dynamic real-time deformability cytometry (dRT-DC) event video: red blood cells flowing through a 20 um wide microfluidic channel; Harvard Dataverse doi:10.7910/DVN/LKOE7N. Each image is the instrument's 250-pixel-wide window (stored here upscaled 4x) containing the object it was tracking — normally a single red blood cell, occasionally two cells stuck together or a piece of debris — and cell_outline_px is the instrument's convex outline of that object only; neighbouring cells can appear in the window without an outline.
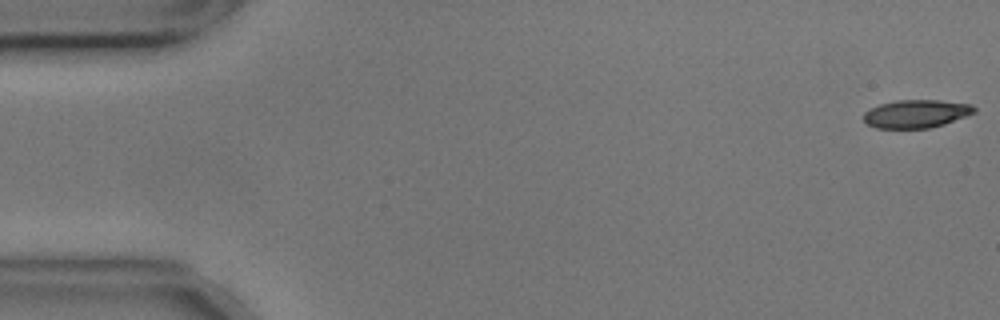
{"species": "common noctule bat (a hibernating species)", "species_latin": "Nyctalus noctula", "temperature_condition": "cold", "stored_images_in_passage": 55, "camera_frame_rate_fps": 3000, "um_per_image_px": 0.085, "animal": {"sex": "male", "body_mass_g": 17.9, "forearm_length_mm": 54.2}, "frame": {"image": 1, "passage_image": 1, "time_ms": 0.0, "image_size_px": [1000, 320], "cell_outline_px": [[976, 112], [944, 124], [928, 128], [876, 128], [868, 124], [864, 120], [864, 112], [880, 104], [896, 100], [936, 100], [972, 104], [976, 108]], "centroid_in_image_um": [77.89, 9.66], "position_along_channel_um": 7.1, "area_um2": 17.98}}
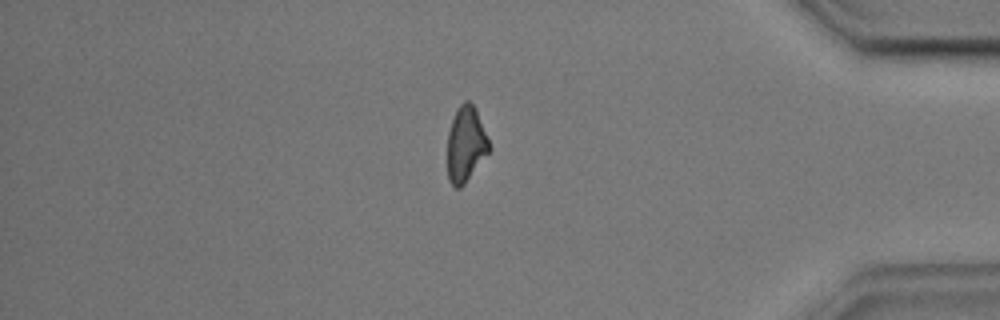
{"frame": {"image": 2, "passage_image": 47, "time_ms": 15.333, "image_size_px": [1000, 320], "cell_outline_px": [[492, 148], [464, 184], [460, 188], [456, 188], [448, 180], [448, 132], [456, 108], [464, 100], [468, 100], [476, 108]], "centroid_in_image_um": [39.6, 12.23], "position_along_channel_um": 395.6, "area_um2": 18.38}}
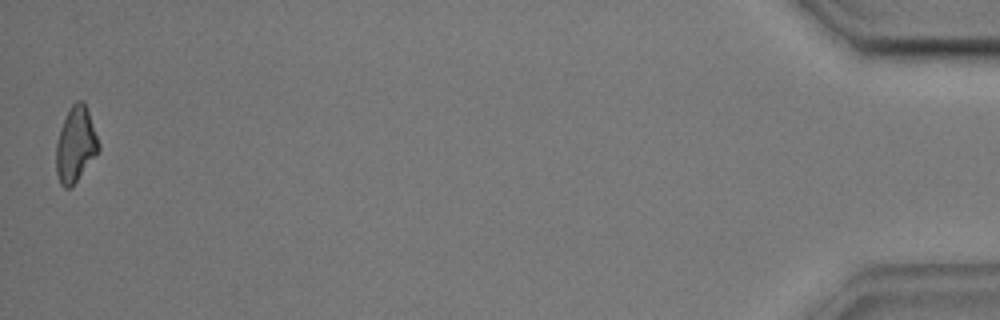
{"frame": {"image": 3, "passage_image": 55, "time_ms": 18.0, "image_size_px": [1000, 320], "cell_outline_px": [[100, 148], [76, 180], [68, 188], [64, 188], [60, 184], [56, 172], [56, 144], [60, 128], [72, 104], [76, 100], [84, 100], [100, 144]], "centroid_in_image_um": [6.41, 12.25], "position_along_channel_um": 428.8, "area_um2": 18.21}, "authors_computed_cell_mechanics": {"area_um2": 19.1318, "velocity_mm_per_s": 3.5833, "shape_relaxation_time_tau1_ms": 6.1439, "shape_relaxation_time_tau2_ms": 4.0587, "deformation_change_tau1": 0.1669, "deformation_change_tau2": 0.1378}}